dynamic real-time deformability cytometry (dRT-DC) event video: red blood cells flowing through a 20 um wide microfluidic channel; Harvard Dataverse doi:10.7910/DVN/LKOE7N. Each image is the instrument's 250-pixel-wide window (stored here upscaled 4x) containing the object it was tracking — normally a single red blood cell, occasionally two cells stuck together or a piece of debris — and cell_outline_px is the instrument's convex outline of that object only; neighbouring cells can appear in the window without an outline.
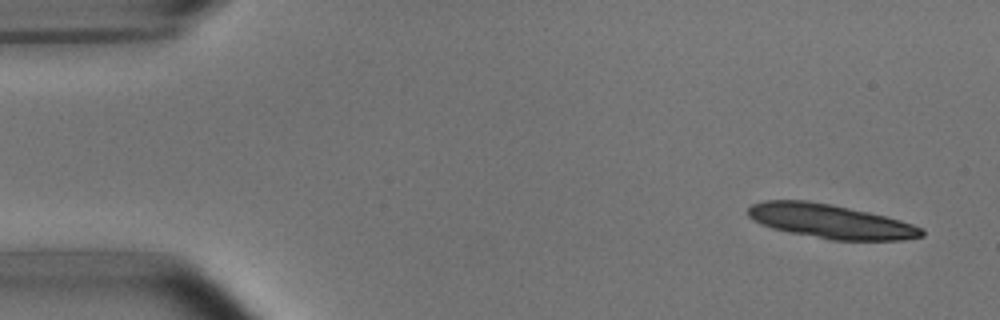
{"species": "common noctule bat (a hibernating species)", "species_latin": "Nyctalus noctula", "temperature_condition": "room temperature", "stored_images_in_passage": 7, "camera_frame_rate_fps": 3000, "um_per_image_px": 0.085, "animal": {"sex": "male", "body_mass_g": 15.6}, "frame": {"image": 1, "passage_image": 1, "time_ms": 0.0, "image_size_px": [1000, 320], "cell_outline_px": [[924, 236], [904, 240], [832, 240], [788, 232], [772, 228], [752, 220], [748, 216], [748, 208], [752, 204], [764, 200], [804, 200], [832, 204], [888, 216], [924, 228]], "centroid_in_image_um": [70.61, 18.81], "position_along_channel_um": 14.4, "area_um2": 34.68}}
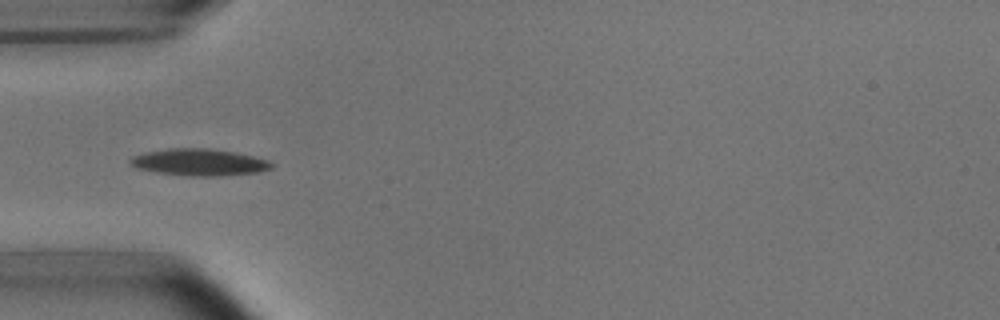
{"frame": {"image": 2, "passage_image": 5, "time_ms": 4.667, "image_size_px": [1000, 320], "cell_outline_px": [[276, 164], [272, 168], [260, 172], [220, 176], [188, 176], [156, 172], [136, 168], [128, 160], [132, 156], [144, 152], [168, 148], [212, 148], [236, 152], [268, 160]], "centroid_in_image_um": [16.95, 13.79], "position_along_channel_um": 68.0, "area_um2": 22.37}}
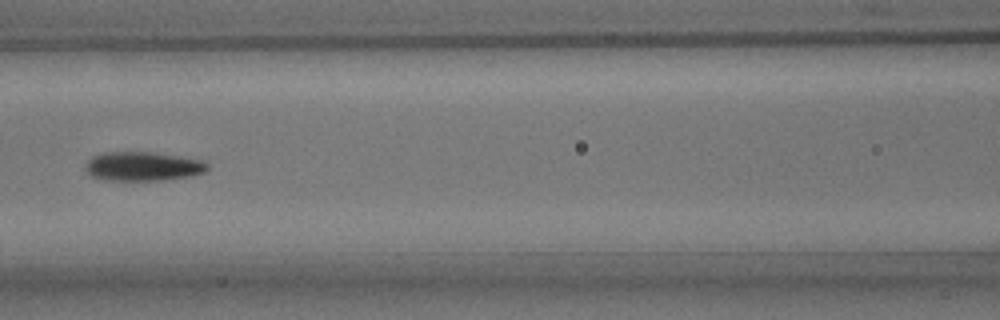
{"frame": {"image": 3, "passage_image": 7, "time_ms": 7.0, "image_size_px": [1000, 320], "cell_outline_px": [[208, 168], [204, 172], [192, 176], [164, 180], [104, 180], [92, 176], [84, 168], [84, 164], [92, 156], [104, 152], [152, 152], [180, 156], [204, 160], [208, 164]], "centroid_in_image_um": [12.15, 14.13], "position_along_channel_um": 154.5, "area_um2": 20.87}}